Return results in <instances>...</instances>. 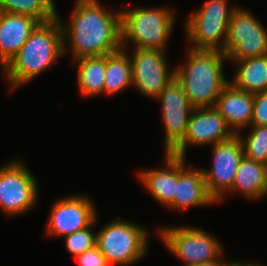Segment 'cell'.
<instances>
[{"instance_id": "obj_1", "label": "cell", "mask_w": 267, "mask_h": 266, "mask_svg": "<svg viewBox=\"0 0 267 266\" xmlns=\"http://www.w3.org/2000/svg\"><path fill=\"white\" fill-rule=\"evenodd\" d=\"M68 24L62 27L64 55L72 60L111 54L122 49L121 10H106L99 0H77Z\"/></svg>"}, {"instance_id": "obj_2", "label": "cell", "mask_w": 267, "mask_h": 266, "mask_svg": "<svg viewBox=\"0 0 267 266\" xmlns=\"http://www.w3.org/2000/svg\"><path fill=\"white\" fill-rule=\"evenodd\" d=\"M61 56H64V43L59 19L40 23L3 68L11 91L36 78Z\"/></svg>"}, {"instance_id": "obj_3", "label": "cell", "mask_w": 267, "mask_h": 266, "mask_svg": "<svg viewBox=\"0 0 267 266\" xmlns=\"http://www.w3.org/2000/svg\"><path fill=\"white\" fill-rule=\"evenodd\" d=\"M187 55L185 64L174 67L175 78L183 86L193 108L214 107L216 99L230 83L223 72L226 55L218 50L191 48Z\"/></svg>"}, {"instance_id": "obj_4", "label": "cell", "mask_w": 267, "mask_h": 266, "mask_svg": "<svg viewBox=\"0 0 267 266\" xmlns=\"http://www.w3.org/2000/svg\"><path fill=\"white\" fill-rule=\"evenodd\" d=\"M129 8L131 4L120 9L122 48L127 50L128 43H133L134 48L166 51L174 28L175 10L164 6Z\"/></svg>"}, {"instance_id": "obj_5", "label": "cell", "mask_w": 267, "mask_h": 266, "mask_svg": "<svg viewBox=\"0 0 267 266\" xmlns=\"http://www.w3.org/2000/svg\"><path fill=\"white\" fill-rule=\"evenodd\" d=\"M127 220H113L97 231L96 245L110 266H129L147 253L148 231Z\"/></svg>"}, {"instance_id": "obj_6", "label": "cell", "mask_w": 267, "mask_h": 266, "mask_svg": "<svg viewBox=\"0 0 267 266\" xmlns=\"http://www.w3.org/2000/svg\"><path fill=\"white\" fill-rule=\"evenodd\" d=\"M227 0H207L186 21V38L191 49L224 51L231 15L237 6Z\"/></svg>"}, {"instance_id": "obj_7", "label": "cell", "mask_w": 267, "mask_h": 266, "mask_svg": "<svg viewBox=\"0 0 267 266\" xmlns=\"http://www.w3.org/2000/svg\"><path fill=\"white\" fill-rule=\"evenodd\" d=\"M158 232L167 250L183 260V266L214 261L223 255V246L216 236L201 228L189 225L165 226Z\"/></svg>"}, {"instance_id": "obj_8", "label": "cell", "mask_w": 267, "mask_h": 266, "mask_svg": "<svg viewBox=\"0 0 267 266\" xmlns=\"http://www.w3.org/2000/svg\"><path fill=\"white\" fill-rule=\"evenodd\" d=\"M223 53L227 62L267 55V30L248 9L233 11Z\"/></svg>"}, {"instance_id": "obj_9", "label": "cell", "mask_w": 267, "mask_h": 266, "mask_svg": "<svg viewBox=\"0 0 267 266\" xmlns=\"http://www.w3.org/2000/svg\"><path fill=\"white\" fill-rule=\"evenodd\" d=\"M37 180L18 159L0 167V209L7 216L28 213L38 199Z\"/></svg>"}, {"instance_id": "obj_10", "label": "cell", "mask_w": 267, "mask_h": 266, "mask_svg": "<svg viewBox=\"0 0 267 266\" xmlns=\"http://www.w3.org/2000/svg\"><path fill=\"white\" fill-rule=\"evenodd\" d=\"M129 55L132 65V87L140 94L154 98L175 79V69L169 70L165 50L134 48ZM170 71V72H169Z\"/></svg>"}, {"instance_id": "obj_11", "label": "cell", "mask_w": 267, "mask_h": 266, "mask_svg": "<svg viewBox=\"0 0 267 266\" xmlns=\"http://www.w3.org/2000/svg\"><path fill=\"white\" fill-rule=\"evenodd\" d=\"M212 167L202 169L208 193L217 203L222 200L235 180L240 161L244 157L243 146L235 135L232 139L212 145Z\"/></svg>"}, {"instance_id": "obj_12", "label": "cell", "mask_w": 267, "mask_h": 266, "mask_svg": "<svg viewBox=\"0 0 267 266\" xmlns=\"http://www.w3.org/2000/svg\"><path fill=\"white\" fill-rule=\"evenodd\" d=\"M156 98L161 104L160 111L165 128V151L171 153L185 138L193 107L183 86L176 78Z\"/></svg>"}, {"instance_id": "obj_13", "label": "cell", "mask_w": 267, "mask_h": 266, "mask_svg": "<svg viewBox=\"0 0 267 266\" xmlns=\"http://www.w3.org/2000/svg\"><path fill=\"white\" fill-rule=\"evenodd\" d=\"M93 202L84 195H71L56 200L45 228L47 236L64 237L89 227L98 215Z\"/></svg>"}, {"instance_id": "obj_14", "label": "cell", "mask_w": 267, "mask_h": 266, "mask_svg": "<svg viewBox=\"0 0 267 266\" xmlns=\"http://www.w3.org/2000/svg\"><path fill=\"white\" fill-rule=\"evenodd\" d=\"M235 134L214 107L193 108L185 138L171 154L186 158L189 145H214L232 139Z\"/></svg>"}, {"instance_id": "obj_15", "label": "cell", "mask_w": 267, "mask_h": 266, "mask_svg": "<svg viewBox=\"0 0 267 266\" xmlns=\"http://www.w3.org/2000/svg\"><path fill=\"white\" fill-rule=\"evenodd\" d=\"M186 164L185 157L178 156V181L170 209L187 210L193 207L213 205L217 203L208 193L202 168L195 169ZM188 167V168H187ZM192 168V169H191Z\"/></svg>"}, {"instance_id": "obj_16", "label": "cell", "mask_w": 267, "mask_h": 266, "mask_svg": "<svg viewBox=\"0 0 267 266\" xmlns=\"http://www.w3.org/2000/svg\"><path fill=\"white\" fill-rule=\"evenodd\" d=\"M40 23L34 17L0 12V65L2 69L22 48Z\"/></svg>"}, {"instance_id": "obj_17", "label": "cell", "mask_w": 267, "mask_h": 266, "mask_svg": "<svg viewBox=\"0 0 267 266\" xmlns=\"http://www.w3.org/2000/svg\"><path fill=\"white\" fill-rule=\"evenodd\" d=\"M254 94L237 89L229 83L216 99L214 108L225 119L232 132L237 135L251 126Z\"/></svg>"}, {"instance_id": "obj_18", "label": "cell", "mask_w": 267, "mask_h": 266, "mask_svg": "<svg viewBox=\"0 0 267 266\" xmlns=\"http://www.w3.org/2000/svg\"><path fill=\"white\" fill-rule=\"evenodd\" d=\"M165 166L139 172L140 182L154 198L165 207L173 202L178 181V156L165 152Z\"/></svg>"}, {"instance_id": "obj_19", "label": "cell", "mask_w": 267, "mask_h": 266, "mask_svg": "<svg viewBox=\"0 0 267 266\" xmlns=\"http://www.w3.org/2000/svg\"><path fill=\"white\" fill-rule=\"evenodd\" d=\"M239 192L250 200L267 195V165L243 157L237 169L236 177L228 193Z\"/></svg>"}, {"instance_id": "obj_20", "label": "cell", "mask_w": 267, "mask_h": 266, "mask_svg": "<svg viewBox=\"0 0 267 266\" xmlns=\"http://www.w3.org/2000/svg\"><path fill=\"white\" fill-rule=\"evenodd\" d=\"M233 62L237 65L230 80L234 87L251 94L267 91V55Z\"/></svg>"}, {"instance_id": "obj_21", "label": "cell", "mask_w": 267, "mask_h": 266, "mask_svg": "<svg viewBox=\"0 0 267 266\" xmlns=\"http://www.w3.org/2000/svg\"><path fill=\"white\" fill-rule=\"evenodd\" d=\"M132 87V65L123 48L105 55L104 95H115Z\"/></svg>"}, {"instance_id": "obj_22", "label": "cell", "mask_w": 267, "mask_h": 266, "mask_svg": "<svg viewBox=\"0 0 267 266\" xmlns=\"http://www.w3.org/2000/svg\"><path fill=\"white\" fill-rule=\"evenodd\" d=\"M72 61L78 65L77 86L80 94L86 97L104 94L105 55L81 57Z\"/></svg>"}, {"instance_id": "obj_23", "label": "cell", "mask_w": 267, "mask_h": 266, "mask_svg": "<svg viewBox=\"0 0 267 266\" xmlns=\"http://www.w3.org/2000/svg\"><path fill=\"white\" fill-rule=\"evenodd\" d=\"M54 0H0V12L34 17L41 23L57 18Z\"/></svg>"}, {"instance_id": "obj_24", "label": "cell", "mask_w": 267, "mask_h": 266, "mask_svg": "<svg viewBox=\"0 0 267 266\" xmlns=\"http://www.w3.org/2000/svg\"><path fill=\"white\" fill-rule=\"evenodd\" d=\"M248 135L237 134L243 146L244 157L267 165V126H250Z\"/></svg>"}, {"instance_id": "obj_25", "label": "cell", "mask_w": 267, "mask_h": 266, "mask_svg": "<svg viewBox=\"0 0 267 266\" xmlns=\"http://www.w3.org/2000/svg\"><path fill=\"white\" fill-rule=\"evenodd\" d=\"M97 221L98 216L89 227L63 237L65 241V249L70 254L76 256L96 246L97 233L92 232V227Z\"/></svg>"}, {"instance_id": "obj_26", "label": "cell", "mask_w": 267, "mask_h": 266, "mask_svg": "<svg viewBox=\"0 0 267 266\" xmlns=\"http://www.w3.org/2000/svg\"><path fill=\"white\" fill-rule=\"evenodd\" d=\"M251 126H267V91L254 94Z\"/></svg>"}, {"instance_id": "obj_27", "label": "cell", "mask_w": 267, "mask_h": 266, "mask_svg": "<svg viewBox=\"0 0 267 266\" xmlns=\"http://www.w3.org/2000/svg\"><path fill=\"white\" fill-rule=\"evenodd\" d=\"M75 259L79 266H110L97 245L76 255Z\"/></svg>"}, {"instance_id": "obj_28", "label": "cell", "mask_w": 267, "mask_h": 266, "mask_svg": "<svg viewBox=\"0 0 267 266\" xmlns=\"http://www.w3.org/2000/svg\"><path fill=\"white\" fill-rule=\"evenodd\" d=\"M195 266H227V260L225 261V259L221 257V258H218L217 260L200 263Z\"/></svg>"}, {"instance_id": "obj_29", "label": "cell", "mask_w": 267, "mask_h": 266, "mask_svg": "<svg viewBox=\"0 0 267 266\" xmlns=\"http://www.w3.org/2000/svg\"><path fill=\"white\" fill-rule=\"evenodd\" d=\"M242 261H240V262H238V261H227V266H261V265H257V263L255 264V263H252V262H242Z\"/></svg>"}]
</instances>
